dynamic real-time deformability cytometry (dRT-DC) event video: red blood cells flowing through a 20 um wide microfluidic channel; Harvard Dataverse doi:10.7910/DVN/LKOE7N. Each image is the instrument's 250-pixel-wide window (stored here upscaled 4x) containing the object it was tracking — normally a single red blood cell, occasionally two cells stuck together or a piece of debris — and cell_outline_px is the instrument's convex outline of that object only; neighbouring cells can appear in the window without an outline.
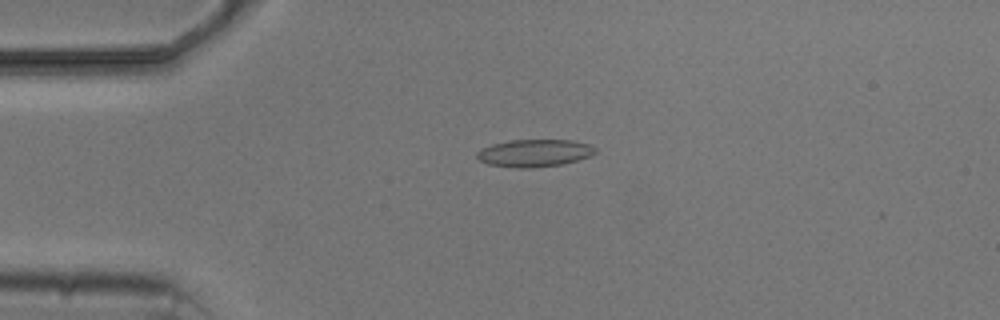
{"species": "common noctule bat (a hibernating species)", "species_latin": "Nyctalus noctula", "temperature_condition": "cold", "stored_images_in_passage": 5, "camera_frame_rate_fps": 3000, "um_per_image_px": 0.085, "animal": {"sex": "male", "body_mass_g": 20.5, "forearm_length_mm": 52.5}, "frame": {"image": 1, "passage_image": 3, "time_ms": 2.0, "image_size_px": [1000, 320], "cell_outline_px": [[596, 152], [588, 156], [576, 160], [560, 164], [528, 168], [516, 168], [488, 164], [476, 160], [476, 152], [492, 144], [512, 140], [572, 140], [588, 144], [596, 148]], "centroid_in_image_um": [45.37, 13.01], "position_along_channel_um": 39.6, "area_um2": 18.73}}
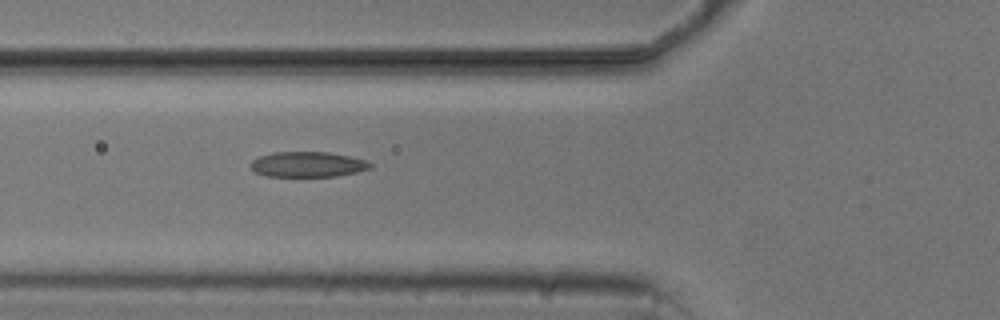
{"frame": {"image": 2, "passage_image": 5, "time_ms": 4.333, "image_size_px": [1000, 320], "cell_outline_px": [[372, 168], [356, 172], [336, 176], [264, 176], [256, 172], [248, 164], [252, 160], [260, 156], [272, 152], [328, 152], [368, 160], [372, 164]], "centroid_in_image_um": [26.15, 13.97], "position_along_channel_um": 99.6, "area_um2": 17.69}}